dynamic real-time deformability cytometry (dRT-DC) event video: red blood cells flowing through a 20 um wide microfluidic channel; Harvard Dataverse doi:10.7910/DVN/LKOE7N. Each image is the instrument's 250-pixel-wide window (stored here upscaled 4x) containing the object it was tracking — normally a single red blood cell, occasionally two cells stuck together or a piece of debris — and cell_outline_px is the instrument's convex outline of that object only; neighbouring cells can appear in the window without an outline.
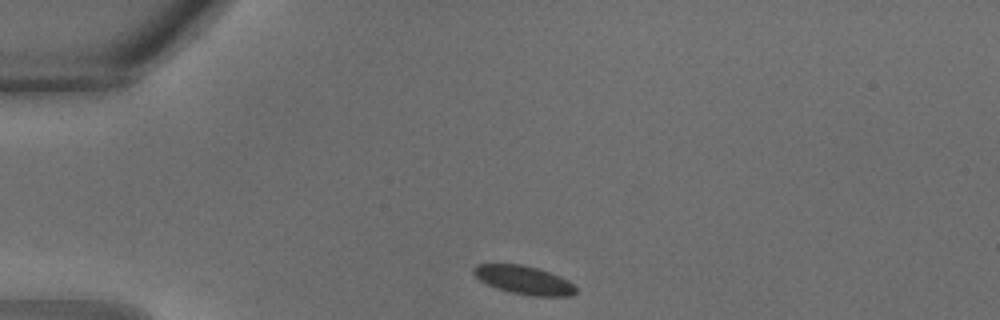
{"species": "common noctule bat (a hibernating species)", "species_latin": "Nyctalus noctula", "temperature_condition": "warm", "stored_images_in_passage": 26, "camera_frame_rate_fps": 3000, "um_per_image_px": 0.085, "animal": {"sex": "male", "body_mass_g": 18.8}, "frame": {"image": 1, "passage_image": 1, "time_ms": 0.0, "image_size_px": [1000, 320], "cell_outline_px": [[576, 292], [572, 296], [532, 296], [512, 292], [488, 284], [480, 280], [472, 272], [472, 268], [476, 264], [520, 264], [536, 268], [560, 276], [568, 280], [576, 288]], "centroid_in_image_um": [44.54, 23.8], "position_along_channel_um": 40.5, "area_um2": 16.7}}
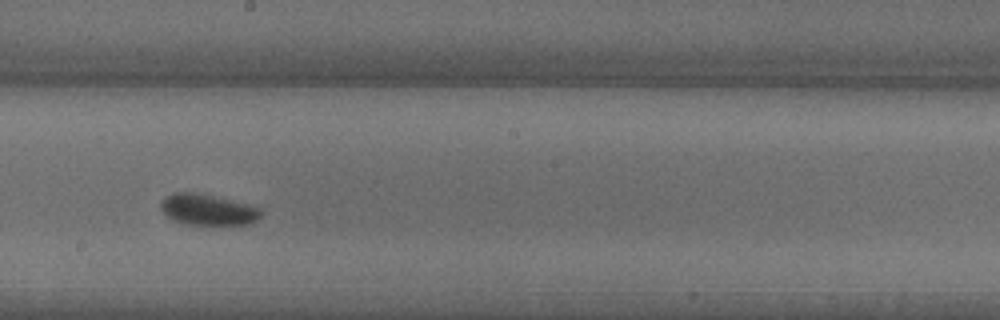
{"frame": {"image": 2, "passage_image": 12, "time_ms": 3.667, "image_size_px": [1000, 320], "cell_outline_px": [[260, 216], [252, 224], [184, 224], [172, 220], [160, 208], [160, 204], [164, 196], [172, 192], [192, 192], [212, 196], [248, 204], [260, 208]], "centroid_in_image_um": [17.61, 17.82], "position_along_channel_um": 230.6, "area_um2": 17.92}}
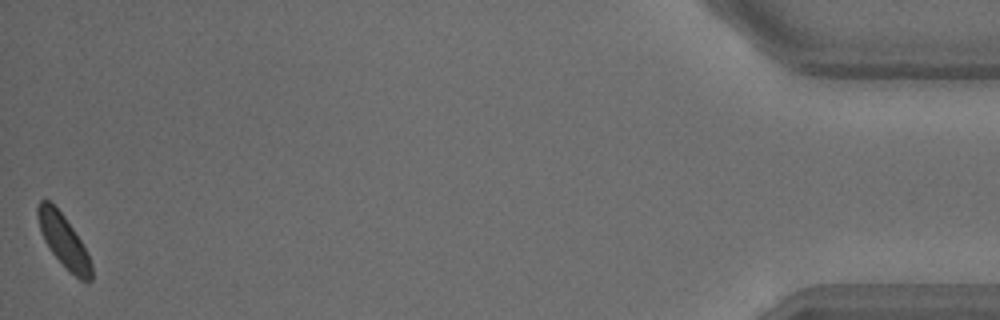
{"frame": {"image": 3, "passage_image": 26, "time_ms": 8.333, "image_size_px": [1000, 320], "cell_outline_px": [[92, 280], [80, 280], [52, 252], [44, 240], [40, 232], [36, 216], [36, 208], [40, 200], [44, 196], [64, 216], [80, 240], [92, 264]], "centroid_in_image_um": [5.36, 20.4], "position_along_channel_um": 429.8, "area_um2": 16.01}}